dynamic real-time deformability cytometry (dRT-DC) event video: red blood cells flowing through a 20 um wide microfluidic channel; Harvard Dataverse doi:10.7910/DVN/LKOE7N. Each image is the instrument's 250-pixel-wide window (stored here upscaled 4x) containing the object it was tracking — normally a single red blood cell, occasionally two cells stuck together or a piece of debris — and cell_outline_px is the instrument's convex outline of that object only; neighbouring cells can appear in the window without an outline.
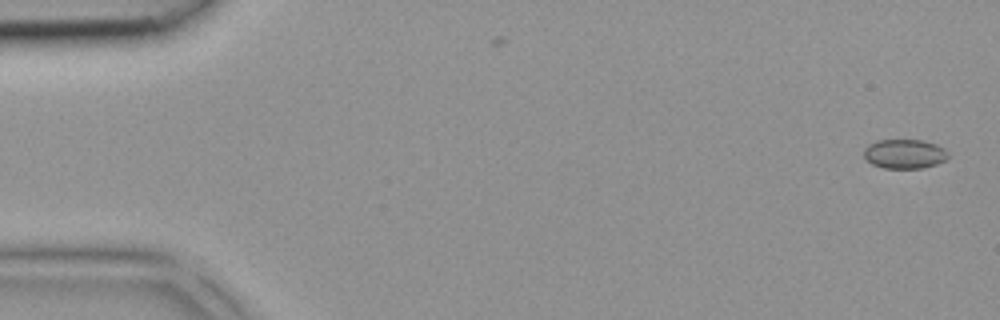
{"species": "common noctule bat (a hibernating species)", "species_latin": "Nyctalus noctula", "temperature_condition": "room temperature", "stored_images_in_passage": 10, "camera_frame_rate_fps": 3000, "um_per_image_px": 0.085, "animal": {"sex": "female", "body_mass_g": 18.4}, "frame": {"image": 1, "passage_image": 1, "time_ms": 0.0, "image_size_px": [1000, 320], "cell_outline_px": [[948, 156], [944, 160], [936, 164], [920, 168], [884, 168], [872, 164], [864, 156], [864, 148], [868, 144], [876, 140], [924, 140], [936, 144], [944, 148], [948, 152]], "centroid_in_image_um": [76.87, 13.07], "position_along_channel_um": 8.1, "area_um2": 14.39}}